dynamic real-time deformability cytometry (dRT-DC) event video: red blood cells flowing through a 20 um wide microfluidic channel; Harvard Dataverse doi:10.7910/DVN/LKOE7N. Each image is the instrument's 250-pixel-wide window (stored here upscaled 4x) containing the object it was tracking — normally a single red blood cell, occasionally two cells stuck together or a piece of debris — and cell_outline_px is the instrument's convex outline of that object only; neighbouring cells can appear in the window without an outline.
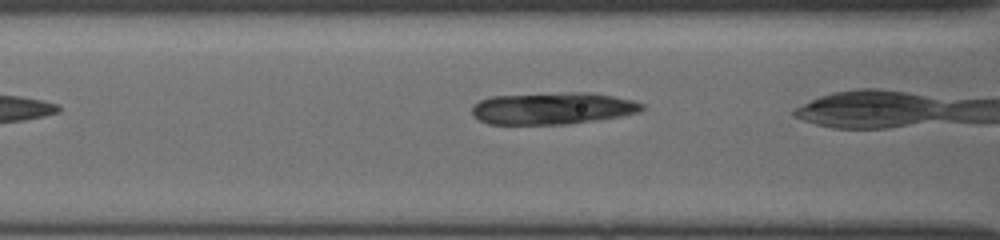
{"species": "common noctule bat (a hibernating species)", "species_latin": "Nyctalus noctula", "temperature_condition": "cold", "stored_images_in_passage": 5, "camera_frame_rate_fps": 3000, "um_per_image_px": 0.085, "animal": {"sex": "female", "body_mass_g": 19.5, "forearm_length_mm": 54.1}, "frame": {"image": 1, "passage_image": 4, "time_ms": 1.667, "image_size_px": [1000, 240], "cell_outline_px": [[644, 108], [640, 112], [620, 116], [568, 124], [488, 124], [472, 116], [472, 108], [480, 100], [492, 96], [564, 92], [588, 92], [612, 96], [632, 100], [644, 104]], "centroid_in_image_um": [46.97, 9.2], "position_along_channel_um": 119.6, "area_um2": 31.62}}